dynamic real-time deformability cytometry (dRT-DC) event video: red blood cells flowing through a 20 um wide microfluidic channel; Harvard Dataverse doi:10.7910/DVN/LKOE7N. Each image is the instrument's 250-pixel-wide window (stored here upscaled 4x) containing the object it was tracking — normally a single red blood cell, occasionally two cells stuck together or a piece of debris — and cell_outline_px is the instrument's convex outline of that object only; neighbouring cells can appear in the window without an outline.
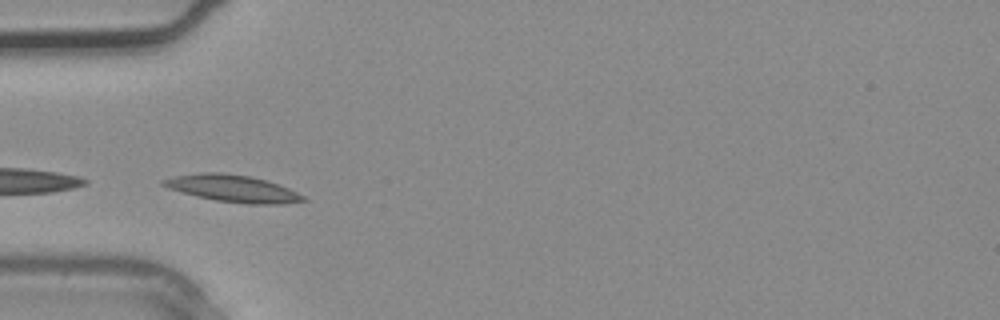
{"species": "common noctule bat (a hibernating species)", "species_latin": "Nyctalus noctula", "temperature_condition": "warm", "stored_images_in_passage": 2, "camera_frame_rate_fps": 3000, "um_per_image_px": 0.085, "animal": {"sex": "male", "body_mass_g": 20.4}, "frame": {"image": 1, "passage_image": 2, "time_ms": 0.333, "image_size_px": [1000, 320], "cell_outline_px": [[308, 200], [280, 204], [248, 204], [216, 200], [196, 196], [168, 188], [160, 184], [160, 180], [172, 176], [200, 172], [220, 172], [252, 176], [280, 184], [304, 196]], "centroid_in_image_um": [19.75, 16.0], "position_along_channel_um": 65.2, "area_um2": 22.14}}